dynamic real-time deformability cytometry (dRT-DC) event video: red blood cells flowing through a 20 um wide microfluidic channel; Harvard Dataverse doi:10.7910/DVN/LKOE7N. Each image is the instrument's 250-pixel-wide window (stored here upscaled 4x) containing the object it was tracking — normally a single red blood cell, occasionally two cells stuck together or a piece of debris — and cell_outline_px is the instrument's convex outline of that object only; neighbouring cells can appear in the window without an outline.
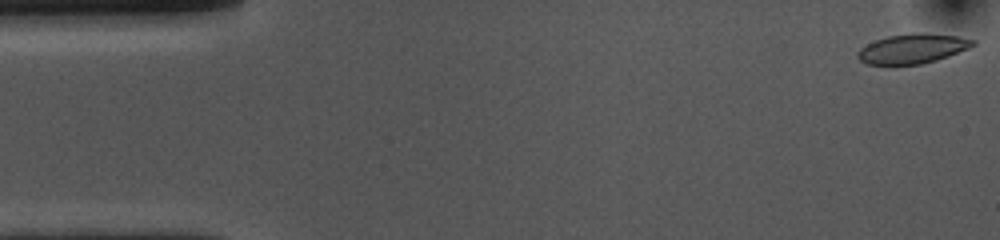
{"species": "common noctule bat (a hibernating species)", "species_latin": "Nyctalus noctula", "temperature_condition": "cold", "stored_images_in_passage": 54, "camera_frame_rate_fps": 3000, "um_per_image_px": 0.085, "animal": {"sex": "female", "body_mass_g": 10.0, "forearm_length_mm": 53.1}, "frame": {"image": 1, "passage_image": 1, "time_ms": 0.0, "image_size_px": [1000, 240], "cell_outline_px": [[976, 44], [968, 48], [948, 56], [936, 60], [920, 64], [868, 64], [860, 60], [856, 56], [856, 52], [860, 48], [876, 40], [888, 36], [912, 32], [916, 32], [956, 36], [976, 40]], "centroid_in_image_um": [77.55, 4.12], "position_along_channel_um": 7.4, "area_um2": 19.71}}
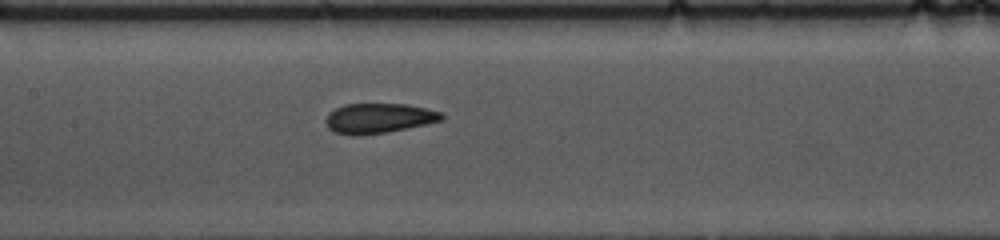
{"frame": {"image": 2, "passage_image": 24, "time_ms": 7.667, "image_size_px": [1000, 240], "cell_outline_px": [[444, 120], [428, 124], [388, 132], [352, 136], [336, 132], [328, 128], [324, 120], [328, 112], [344, 104], [408, 104], [444, 112]], "centroid_in_image_um": [32.22, 10.05], "position_along_channel_um": 175.2, "area_um2": 20.52}}
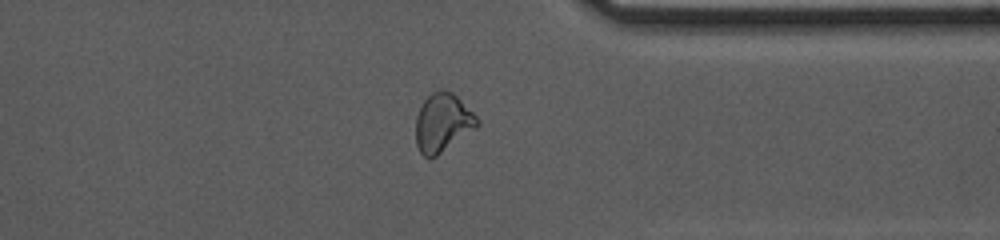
{"frame": {"image": 3, "passage_image": 41, "time_ms": 13.333, "image_size_px": [1000, 240], "cell_outline_px": [[480, 124], [476, 128], [436, 156], [428, 160], [420, 152], [416, 144], [416, 116], [424, 100], [432, 92], [440, 88], [444, 88], [452, 92], [480, 120]], "centroid_in_image_um": [37.61, 10.43], "position_along_channel_um": 373.8, "area_um2": 20.92}, "authors_computed_cell_mechanics": {"area_um2": 20.6635, "velocity_mm_per_s": 3.6364, "shape_relaxation_time_tau1_ms": 5.9907, "shape_relaxation_time_tau2_ms": 2.1065, "deformation_change_tau1": 0.1458, "deformation_change_tau2": 0.0629}}